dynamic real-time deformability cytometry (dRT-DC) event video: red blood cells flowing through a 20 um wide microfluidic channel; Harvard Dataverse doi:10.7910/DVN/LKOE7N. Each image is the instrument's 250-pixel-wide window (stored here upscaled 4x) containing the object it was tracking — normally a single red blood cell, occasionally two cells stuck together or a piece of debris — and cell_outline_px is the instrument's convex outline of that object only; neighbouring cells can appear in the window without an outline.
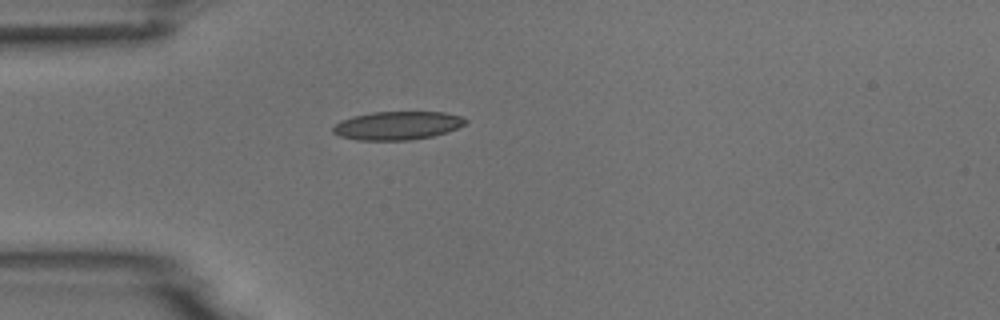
{"species": "common noctule bat (a hibernating species)", "species_latin": "Nyctalus noctula", "temperature_condition": "room temperature", "stored_images_in_passage": 1, "camera_frame_rate_fps": 3000, "um_per_image_px": 0.085, "animal": {"sex": "male", "body_mass_g": 18.8}, "frame": {"image": 1, "passage_image": 1, "time_ms": 0.0, "image_size_px": [1000, 320], "cell_outline_px": [[468, 120], [464, 124], [448, 132], [432, 136], [412, 140], [356, 140], [340, 136], [332, 132], [332, 128], [340, 120], [352, 116], [372, 112], [444, 112], [460, 116]], "centroid_in_image_um": [33.75, 10.67], "position_along_channel_um": 51.2, "area_um2": 21.96}}